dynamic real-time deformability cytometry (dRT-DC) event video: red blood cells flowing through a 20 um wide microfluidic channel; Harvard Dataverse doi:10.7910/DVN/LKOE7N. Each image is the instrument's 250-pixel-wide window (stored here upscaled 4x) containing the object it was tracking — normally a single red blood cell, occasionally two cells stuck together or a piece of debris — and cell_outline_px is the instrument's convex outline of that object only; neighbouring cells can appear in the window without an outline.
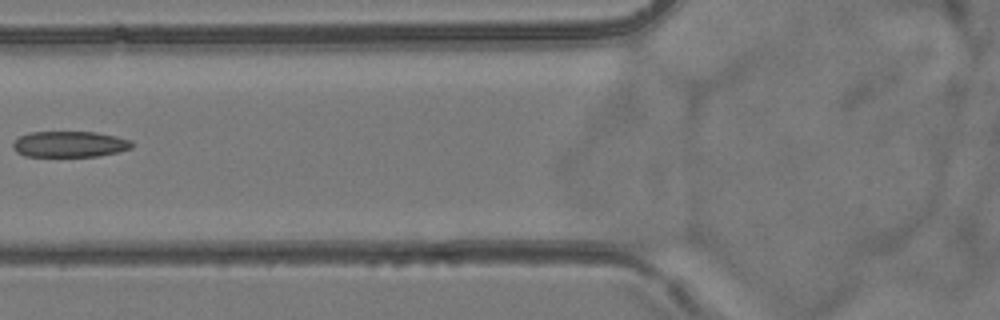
{"species": "common noctule bat (a hibernating species)", "species_latin": "Nyctalus noctula", "temperature_condition": "room temperature", "stored_images_in_passage": 5, "camera_frame_rate_fps": 3000, "um_per_image_px": 0.085, "animal": {"sex": "female", "body_mass_g": 24.6, "forearm_length_mm": 56.2}, "frame": {"image": 1, "passage_image": 4, "time_ms": 3.333, "image_size_px": [1000, 320], "cell_outline_px": [[132, 148], [116, 152], [96, 156], [24, 156], [16, 152], [12, 148], [12, 144], [20, 136], [28, 132], [96, 132], [116, 136], [132, 140]], "centroid_in_image_um": [5.9, 12.25], "position_along_channel_um": 119.9, "area_um2": 17.98}}
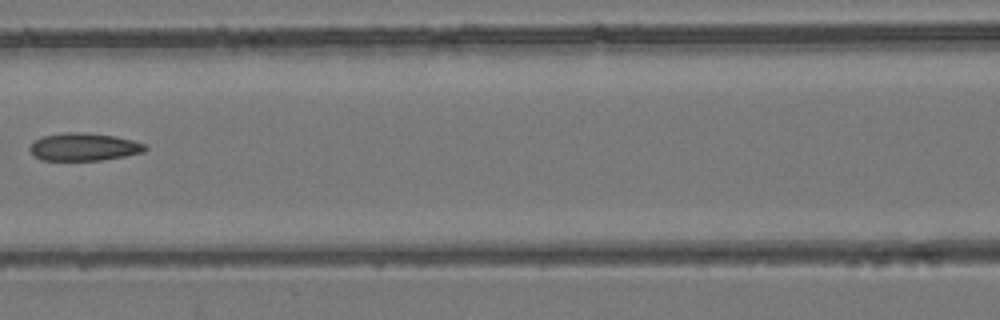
{"frame": {"image": 2, "passage_image": 5, "time_ms": 4.333, "image_size_px": [1000, 320], "cell_outline_px": [[148, 148], [144, 152], [124, 156], [100, 160], [40, 160], [28, 148], [40, 136], [64, 132], [88, 132], [116, 136], [148, 144]], "centroid_in_image_um": [7.16, 12.47], "position_along_channel_um": 159.4, "area_um2": 18.79}}